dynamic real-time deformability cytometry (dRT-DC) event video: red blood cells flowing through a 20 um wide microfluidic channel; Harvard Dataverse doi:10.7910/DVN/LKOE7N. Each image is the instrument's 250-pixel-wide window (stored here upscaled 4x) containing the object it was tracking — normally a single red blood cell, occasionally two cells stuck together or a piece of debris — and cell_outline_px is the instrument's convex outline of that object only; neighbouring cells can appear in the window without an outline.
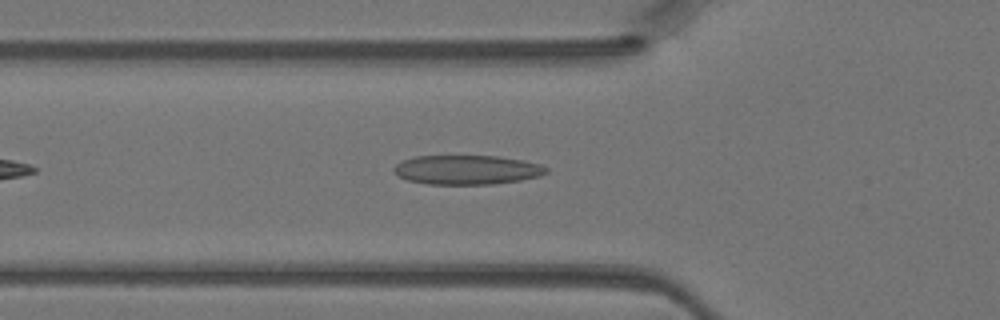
{"species": "Egyptian fruit bat (a non-hibernating species)", "species_latin": "Rousettus aegyptiacus", "temperature_condition": "warm", "stored_images_in_passage": 9, "camera_frame_rate_fps": 3000, "um_per_image_px": 0.085, "animal": {"sex": "female"}, "frame": {"image": 1, "passage_image": 6, "time_ms": 1.667, "image_size_px": [1000, 320], "cell_outline_px": [[548, 172], [540, 176], [520, 180], [492, 184], [428, 184], [408, 180], [396, 176], [392, 172], [392, 168], [396, 164], [404, 160], [416, 156], [496, 156], [524, 160], [540, 164], [548, 168]], "centroid_in_image_um": [39.67, 14.43], "position_along_channel_um": 86.1, "area_um2": 26.13}}